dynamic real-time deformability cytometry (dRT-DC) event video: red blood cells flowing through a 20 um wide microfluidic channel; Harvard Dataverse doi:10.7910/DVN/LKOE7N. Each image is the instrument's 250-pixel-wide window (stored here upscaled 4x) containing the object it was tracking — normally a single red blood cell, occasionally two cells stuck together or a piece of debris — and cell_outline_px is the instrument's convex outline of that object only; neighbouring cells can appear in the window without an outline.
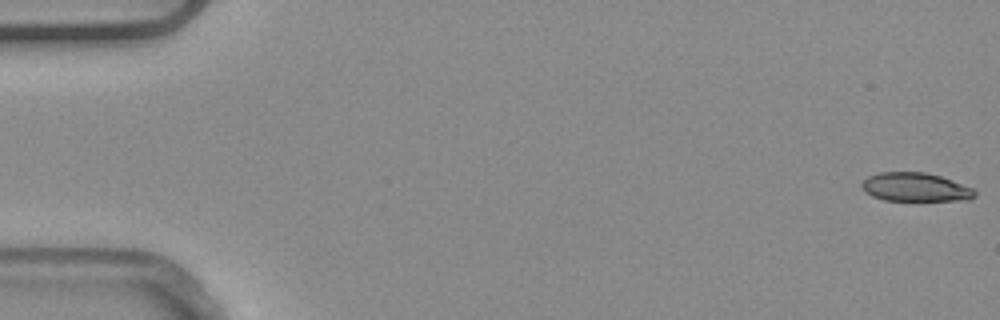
{"species": "common noctule bat (a hibernating species)", "species_latin": "Nyctalus noctula", "temperature_condition": "warm", "stored_images_in_passage": 52, "camera_frame_rate_fps": 3000, "um_per_image_px": 0.085, "animal": {"sex": "male", "body_mass_g": 20.4}, "frame": {"image": 1, "passage_image": 1, "time_ms": 0.0, "image_size_px": [1000, 320], "cell_outline_px": [[976, 196], [968, 200], [884, 200], [872, 196], [864, 192], [860, 184], [868, 176], [880, 172], [924, 172], [940, 176], [952, 180], [972, 188], [976, 192]], "centroid_in_image_um": [77.78, 15.91], "position_along_channel_um": 7.2, "area_um2": 18.84}}
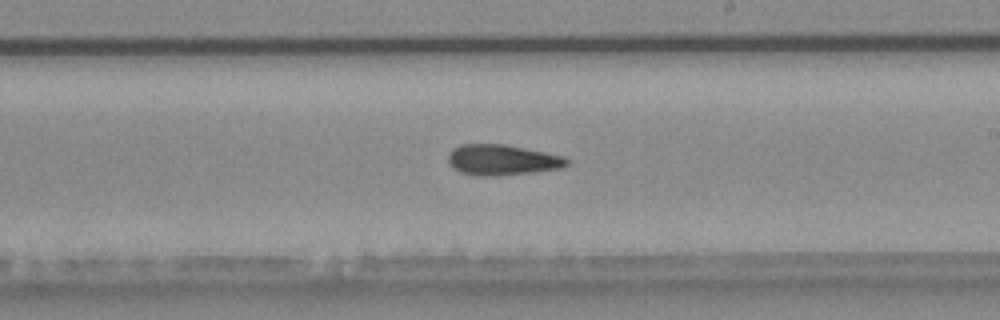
{"frame": {"image": 2, "passage_image": 31, "time_ms": 10.0, "image_size_px": [1000, 320], "cell_outline_px": [[568, 164], [560, 168], [532, 172], [488, 176], [484, 176], [460, 172], [452, 168], [448, 164], [448, 152], [452, 148], [460, 144], [504, 144], [564, 156], [568, 160]], "centroid_in_image_um": [42.62, 13.58], "position_along_channel_um": 246.4, "area_um2": 21.04}}
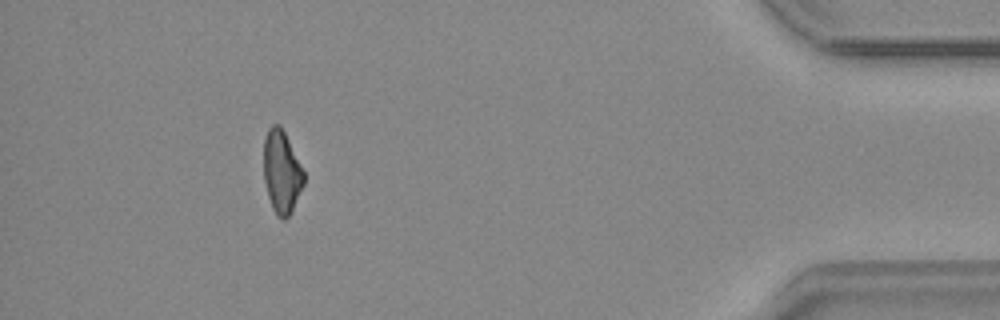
{"frame": {"image": 3, "passage_image": 48, "time_ms": 15.667, "image_size_px": [1000, 320], "cell_outline_px": [[304, 184], [288, 216], [284, 220], [276, 216], [272, 208], [268, 196], [264, 180], [264, 140], [268, 128], [272, 124], [280, 124], [304, 172]], "centroid_in_image_um": [23.92, 14.61], "position_along_channel_um": 411.3, "area_um2": 19.07}, "authors_computed_cell_mechanics": {"area_um2": 20.6635, "velocity_mm_per_s": 3.9135, "shape_relaxation_time_tau1_ms": null, "shape_relaxation_time_tau2_ms": 3.2864, "deformation_change_tau1": null, "deformation_change_tau2": 0.1137}}